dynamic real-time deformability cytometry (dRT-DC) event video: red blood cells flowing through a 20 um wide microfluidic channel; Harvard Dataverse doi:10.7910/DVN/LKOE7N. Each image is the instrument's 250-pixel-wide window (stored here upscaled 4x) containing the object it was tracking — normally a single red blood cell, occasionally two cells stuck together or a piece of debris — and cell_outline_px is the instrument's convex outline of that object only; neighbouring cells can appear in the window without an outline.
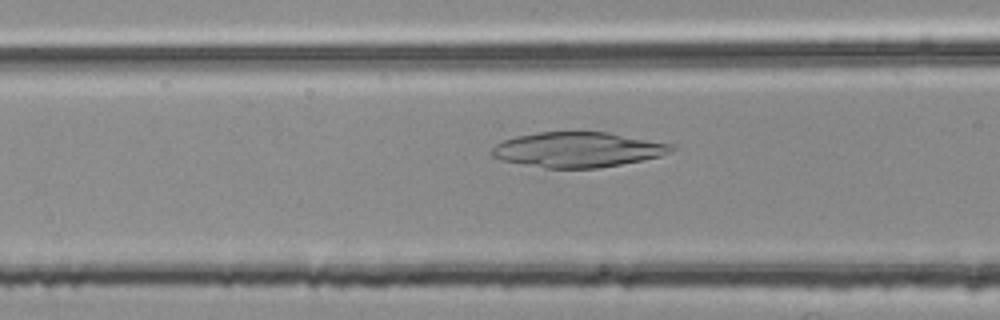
{"species": "common noctule bat (a hibernating species)", "species_latin": "Nyctalus noctula", "temperature_condition": "room temperature", "stored_images_in_passage": 44, "camera_frame_rate_fps": 3000, "um_per_image_px": 0.085, "animal": {"sex": "female", "body_mass_g": 25.1}, "frame": {"image": 1, "passage_image": 11, "time_ms": 3.333, "image_size_px": [1000, 320], "cell_outline_px": [[676, 148], [672, 152], [660, 156], [620, 164], [596, 168], [544, 168], [500, 160], [492, 156], [492, 148], [496, 144], [504, 140], [516, 136], [536, 132], [608, 132], [672, 144]], "centroid_in_image_um": [49.1, 12.72], "position_along_channel_um": 117.5, "area_um2": 36.65}}
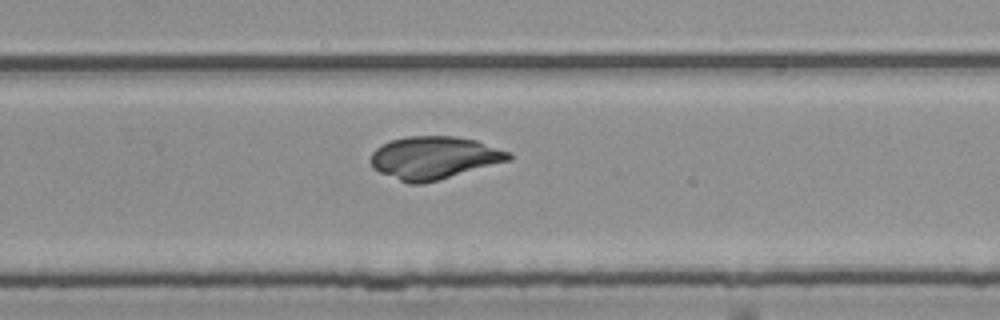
{"frame": {"image": 2, "passage_image": 25, "time_ms": 8.0, "image_size_px": [1000, 320], "cell_outline_px": [[512, 160], [424, 184], [408, 184], [380, 172], [372, 168], [372, 152], [376, 148], [392, 140], [408, 136], [456, 136], [476, 140], [512, 152]], "centroid_in_image_um": [36.95, 13.41], "position_along_channel_um": 292.9, "area_um2": 34.45}}
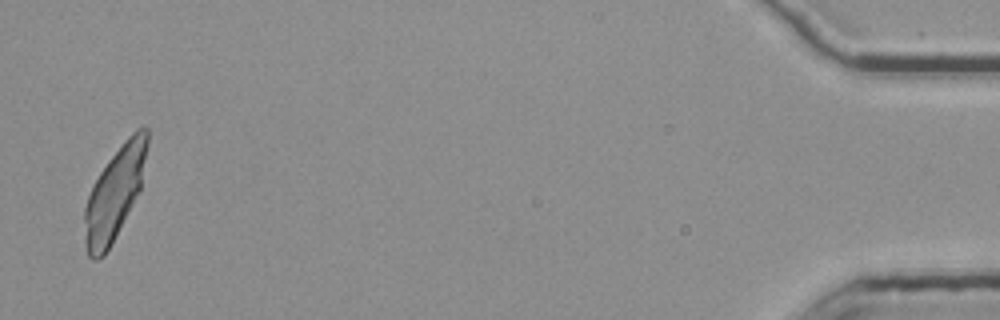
{"frame": {"image": 3, "passage_image": 43, "time_ms": 14.0, "image_size_px": [1000, 320], "cell_outline_px": [[148, 144], [140, 188], [132, 204], [104, 256], [96, 260], [92, 260], [88, 256], [84, 220], [84, 208], [88, 196], [100, 172], [108, 160], [124, 140], [136, 128], [148, 128]], "centroid_in_image_um": [9.74, 16.39], "position_along_channel_um": 425.5, "area_um2": 32.77}}